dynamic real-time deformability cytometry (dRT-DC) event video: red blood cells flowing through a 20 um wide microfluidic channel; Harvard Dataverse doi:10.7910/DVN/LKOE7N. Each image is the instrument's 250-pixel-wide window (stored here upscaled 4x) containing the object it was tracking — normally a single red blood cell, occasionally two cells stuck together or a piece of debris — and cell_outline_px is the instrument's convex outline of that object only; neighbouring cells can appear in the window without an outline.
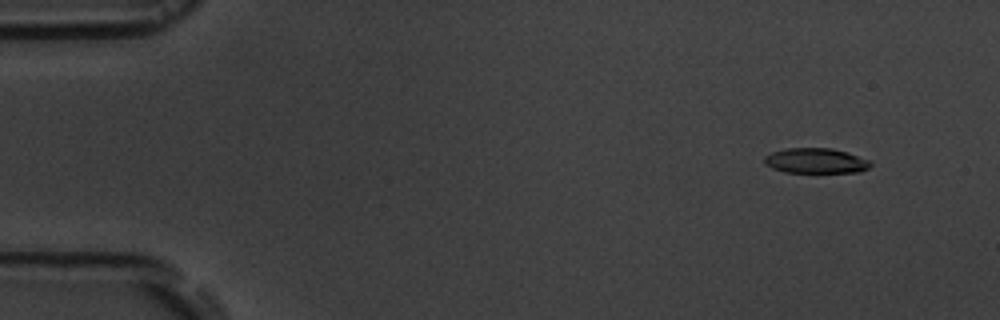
{"species": "common noctule bat (a hibernating species)", "species_latin": "Nyctalus noctula", "temperature_condition": "room temperature", "stored_images_in_passage": 9, "camera_frame_rate_fps": 3000, "um_per_image_px": 0.085, "animal": {"sex": "male", "body_mass_g": 19.5, "forearm_length_mm": 54.6}, "frame": {"image": 1, "passage_image": 1, "time_ms": 0.0, "image_size_px": [1000, 320], "cell_outline_px": [[872, 164], [868, 168], [860, 172], [784, 172], [772, 168], [764, 164], [764, 156], [772, 152], [784, 148], [832, 148], [848, 152], [872, 160]], "centroid_in_image_um": [69.36, 13.66], "position_along_channel_um": 15.6, "area_um2": 15.78}}
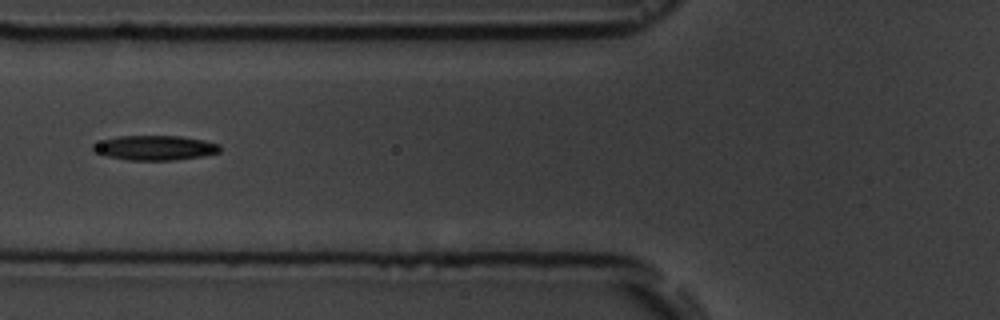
{"frame": {"image": 2, "passage_image": 6, "time_ms": 5.667, "image_size_px": [1000, 320], "cell_outline_px": [[220, 152], [200, 156], [176, 160], [128, 160], [104, 156], [92, 152], [92, 144], [104, 140], [120, 136], [180, 136], [204, 140], [220, 144]], "centroid_in_image_um": [13.14, 12.57], "position_along_channel_um": 112.7, "area_um2": 18.32}}
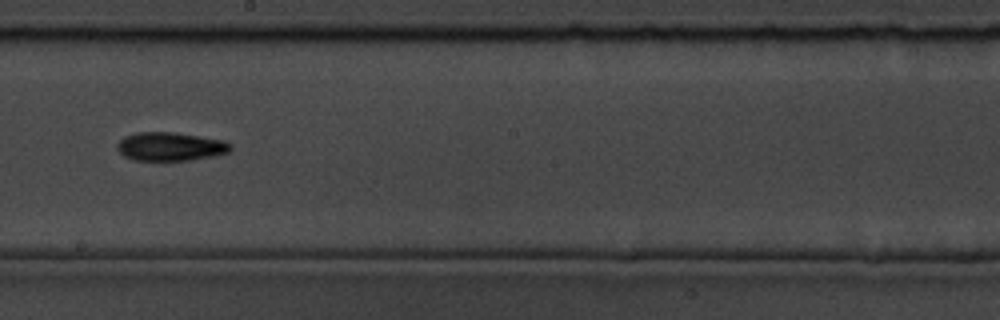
{"frame": {"image": 3, "passage_image": 9, "time_ms": 9.0, "image_size_px": [1000, 320], "cell_outline_px": [[232, 148], [228, 152], [216, 156], [192, 160], [136, 160], [124, 156], [116, 148], [116, 144], [124, 136], [136, 132], [176, 132], [224, 140], [232, 144]], "centroid_in_image_um": [14.5, 12.45], "position_along_channel_um": 233.7, "area_um2": 19.07}}